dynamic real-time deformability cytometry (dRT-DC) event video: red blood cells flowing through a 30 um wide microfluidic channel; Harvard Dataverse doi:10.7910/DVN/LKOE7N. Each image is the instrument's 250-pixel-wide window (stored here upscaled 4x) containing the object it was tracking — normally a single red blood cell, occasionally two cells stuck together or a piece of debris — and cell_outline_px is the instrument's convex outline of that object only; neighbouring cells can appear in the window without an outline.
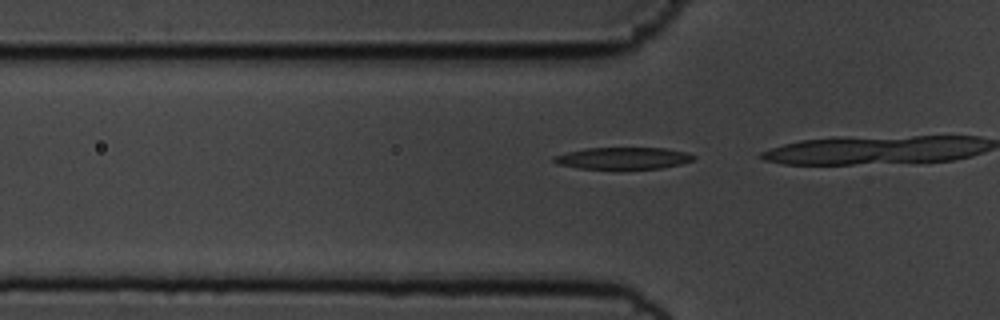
{"species": "common noctule bat (a hibernating species)", "species_latin": "Nyctalus noctula", "temperature_condition": "cold", "stored_images_in_passage": 16, "camera_frame_rate_fps": 3000, "um_per_image_px": 0.085, "animal": {"sex": "male", "body_mass_g": 19.5, "forearm_length_mm": 54.6}, "frame": {"image": 1, "passage_image": 13, "time_ms": 4.0, "image_size_px": [1000, 320], "cell_outline_px": [[696, 156], [692, 160], [680, 164], [664, 168], [580, 168], [556, 164], [552, 160], [552, 156], [584, 148], [664, 148], [688, 152]], "centroid_in_image_um": [52.95, 13.43], "position_along_channel_um": 72.8, "area_um2": 17.63}}